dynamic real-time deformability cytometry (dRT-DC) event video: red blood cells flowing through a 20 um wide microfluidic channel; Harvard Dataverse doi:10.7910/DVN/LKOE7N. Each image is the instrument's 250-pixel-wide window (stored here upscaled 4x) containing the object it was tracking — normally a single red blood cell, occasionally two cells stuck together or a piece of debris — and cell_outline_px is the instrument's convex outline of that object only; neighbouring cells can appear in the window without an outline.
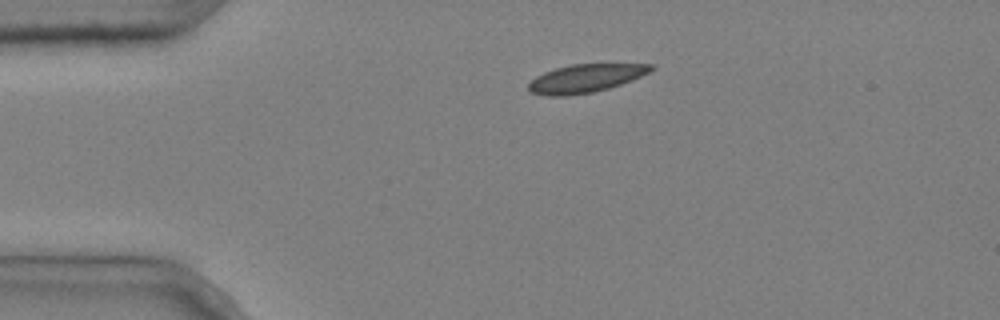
{"species": "common noctule bat (a hibernating species)", "species_latin": "Nyctalus noctula", "temperature_condition": "cold", "stored_images_in_passage": 2, "camera_frame_rate_fps": 3000, "um_per_image_px": 0.085, "animal": {"sex": "male", "body_mass_g": 20.4}, "frame": {"image": 1, "passage_image": 1, "time_ms": 0.0, "image_size_px": [1000, 320], "cell_outline_px": [[656, 68], [632, 80], [608, 88], [592, 92], [568, 96], [548, 96], [532, 92], [528, 88], [528, 84], [536, 76], [544, 72], [556, 68], [572, 64], [652, 64]], "centroid_in_image_um": [49.76, 6.66], "position_along_channel_um": 35.2, "area_um2": 19.94}}